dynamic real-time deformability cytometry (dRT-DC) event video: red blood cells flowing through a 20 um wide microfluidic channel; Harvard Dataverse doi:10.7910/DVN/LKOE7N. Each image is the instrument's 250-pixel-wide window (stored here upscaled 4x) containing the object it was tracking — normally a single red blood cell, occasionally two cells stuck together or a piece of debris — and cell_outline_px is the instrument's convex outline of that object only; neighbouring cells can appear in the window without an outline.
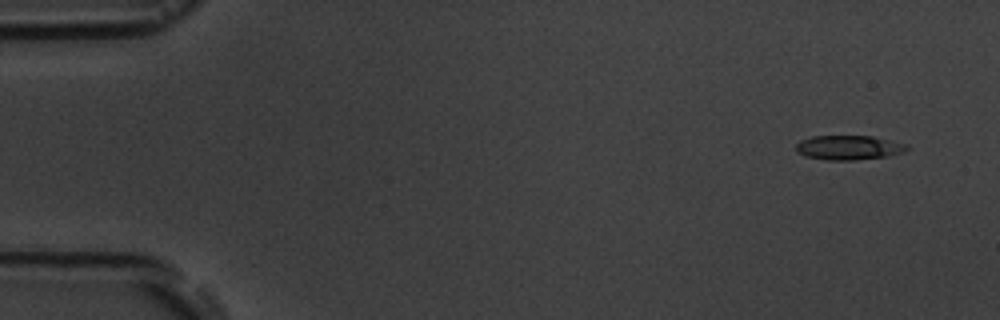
{"species": "common noctule bat (a hibernating species)", "species_latin": "Nyctalus noctula", "temperature_condition": "room temperature", "stored_images_in_passage": 9, "camera_frame_rate_fps": 3000, "um_per_image_px": 0.085, "animal": {"sex": "male", "body_mass_g": 19.5, "forearm_length_mm": 54.6}, "frame": {"image": 1, "passage_image": 1, "time_ms": 0.0, "image_size_px": [1000, 320], "cell_outline_px": [[912, 148], [904, 152], [888, 156], [856, 160], [828, 160], [804, 156], [796, 152], [796, 144], [800, 140], [812, 136], [872, 136], [908, 144]], "centroid_in_image_um": [72.17, 12.54], "position_along_channel_um": 12.8, "area_um2": 16.01}}
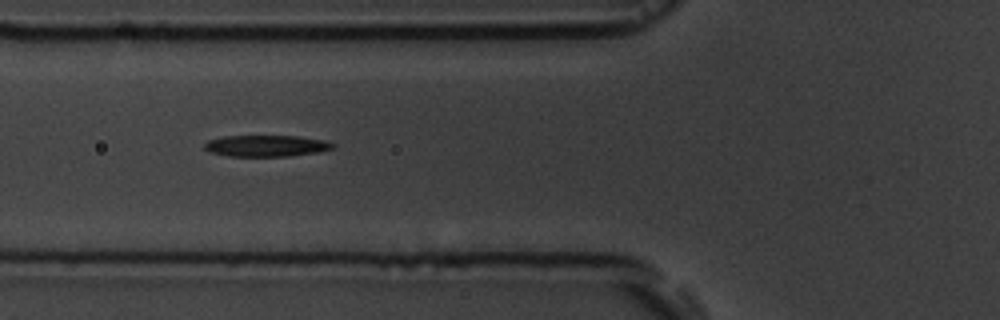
{"frame": {"image": 2, "passage_image": 6, "time_ms": 5.667, "image_size_px": [1000, 320], "cell_outline_px": [[336, 144], [332, 148], [320, 152], [288, 156], [228, 156], [208, 152], [204, 148], [204, 144], [208, 140], [224, 136], [296, 136], [324, 140]], "centroid_in_image_um": [22.61, 12.4], "position_along_channel_um": 103.2, "area_um2": 16.01}}
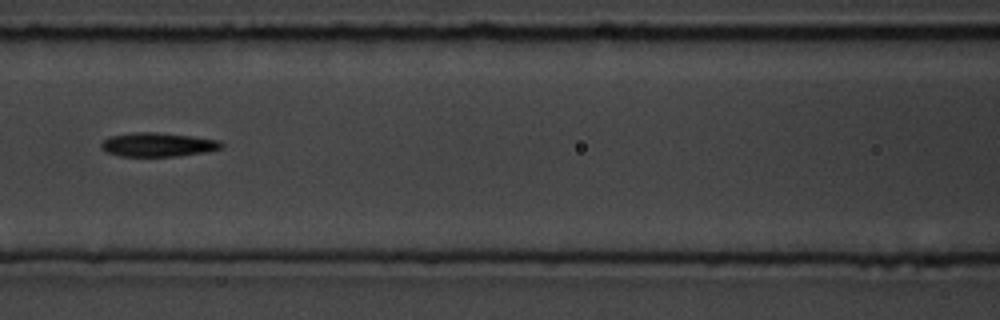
{"frame": {"image": 3, "passage_image": 7, "time_ms": 7.0, "image_size_px": [1000, 320], "cell_outline_px": [[224, 148], [208, 152], [176, 156], [120, 156], [108, 152], [100, 148], [100, 144], [108, 136], [132, 132], [156, 132], [192, 136], [220, 140], [224, 144]], "centroid_in_image_um": [13.45, 12.29], "position_along_channel_um": 153.2, "area_um2": 16.99}}